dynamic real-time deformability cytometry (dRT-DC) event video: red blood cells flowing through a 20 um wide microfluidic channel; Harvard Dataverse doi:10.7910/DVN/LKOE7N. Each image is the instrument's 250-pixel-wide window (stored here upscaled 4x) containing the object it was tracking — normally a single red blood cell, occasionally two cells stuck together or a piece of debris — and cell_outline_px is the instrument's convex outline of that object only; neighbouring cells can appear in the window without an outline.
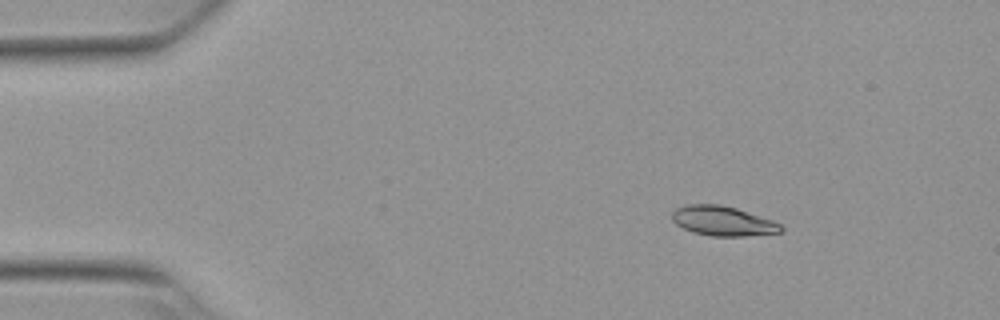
{"species": "Egyptian fruit bat (a non-hibernating species)", "species_latin": "Rousettus aegyptiacus", "temperature_condition": "warm", "stored_images_in_passage": 53, "camera_frame_rate_fps": 3000, "um_per_image_px": 0.085, "animal": {"sex": "female"}, "frame": {"image": 1, "passage_image": 7, "time_ms": 2.0, "image_size_px": [1000, 320], "cell_outline_px": [[784, 232], [744, 236], [712, 236], [692, 232], [676, 224], [672, 220], [672, 212], [676, 208], [688, 204], [720, 204], [736, 208], [772, 220], [780, 224], [784, 228]], "centroid_in_image_um": [61.44, 18.78], "position_along_channel_um": 23.6, "area_um2": 18.84}}
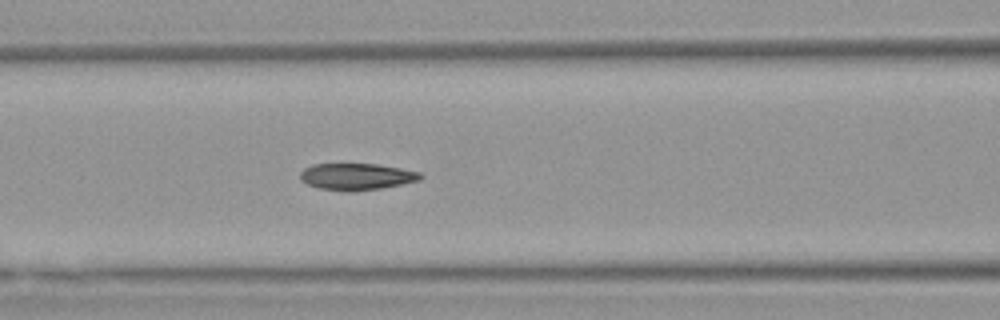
{"frame": {"image": 2, "passage_image": 22, "time_ms": 7.0, "image_size_px": [1000, 320], "cell_outline_px": [[424, 176], [420, 180], [380, 188], [348, 192], [320, 188], [308, 184], [300, 180], [300, 172], [304, 168], [312, 164], [376, 164], [400, 168], [420, 172]], "centroid_in_image_um": [30.29, 15.01], "position_along_channel_um": 136.3, "area_um2": 18.61}}
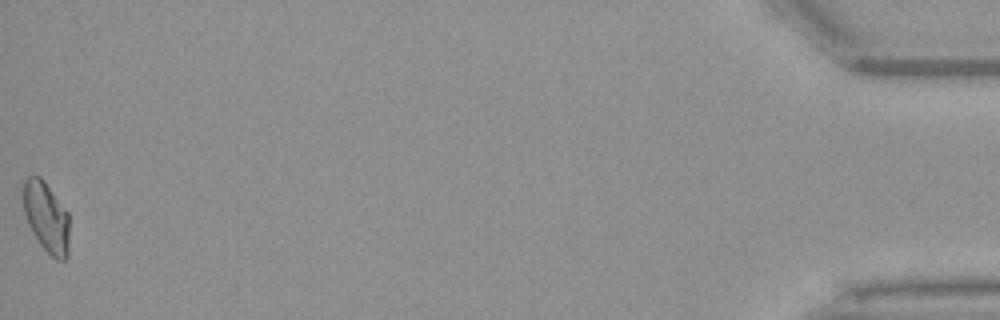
{"frame": {"image": 3, "passage_image": 53, "time_ms": 17.333, "image_size_px": [1000, 320], "cell_outline_px": [[68, 256], [64, 260], [56, 260], [40, 244], [32, 232], [28, 224], [24, 212], [24, 180], [28, 176], [40, 176], [44, 180], [68, 212]], "centroid_in_image_um": [3.94, 18.46], "position_along_channel_um": 431.3, "area_um2": 18.73}, "authors_computed_cell_mechanics": {"area_um2": 18.7272, "velocity_mm_per_s": 3.8242, "shape_relaxation_time_tau1_ms": null, "shape_relaxation_time_tau2_ms": 1.9858, "deformation_change_tau1": null, "deformation_change_tau2": 0.0754}}